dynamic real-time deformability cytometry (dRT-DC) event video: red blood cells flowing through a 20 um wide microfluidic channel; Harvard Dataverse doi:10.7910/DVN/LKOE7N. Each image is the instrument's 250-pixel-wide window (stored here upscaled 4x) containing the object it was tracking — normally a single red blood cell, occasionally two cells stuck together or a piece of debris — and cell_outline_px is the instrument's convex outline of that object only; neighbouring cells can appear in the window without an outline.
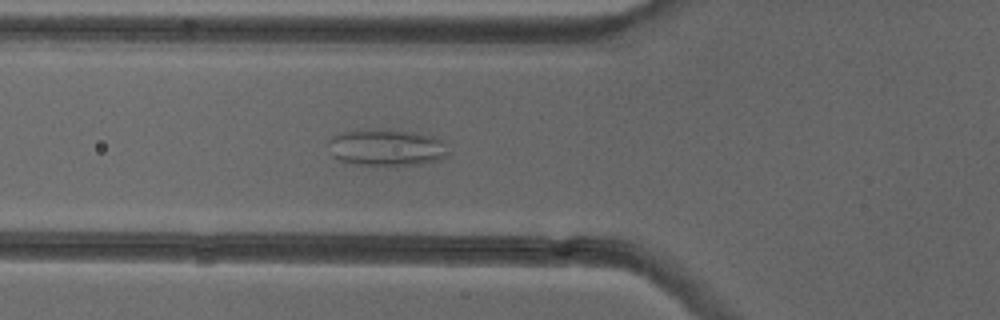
{"species": "common noctule bat (a hibernating species)", "species_latin": "Nyctalus noctula", "temperature_condition": "cold", "stored_images_in_passage": 51, "camera_frame_rate_fps": 3000, "um_per_image_px": 0.085, "animal": {"sex": "female"}, "frame": {"image": 1, "passage_image": 18, "time_ms": 5.667, "image_size_px": [1000, 320], "cell_outline_px": [[448, 156], [440, 160], [420, 164], [376, 168], [344, 164], [332, 156], [328, 144], [328, 140], [332, 136], [344, 132], [416, 132], [432, 136], [440, 140], [444, 144], [448, 152]], "centroid_in_image_um": [32.82, 12.65], "position_along_channel_um": 93.0, "area_um2": 25.78}}
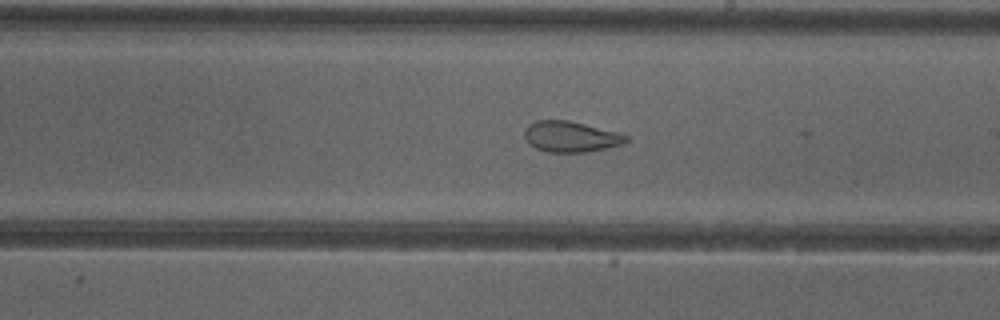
{"frame": {"image": 2, "passage_image": 29, "time_ms": 9.333, "image_size_px": [1000, 320], "cell_outline_px": [[628, 140], [624, 144], [588, 152], [548, 152], [536, 148], [528, 144], [524, 136], [524, 128], [528, 124], [536, 120], [568, 120], [616, 132], [628, 136]], "centroid_in_image_um": [48.47, 11.62], "position_along_channel_um": 240.5, "area_um2": 18.26}}
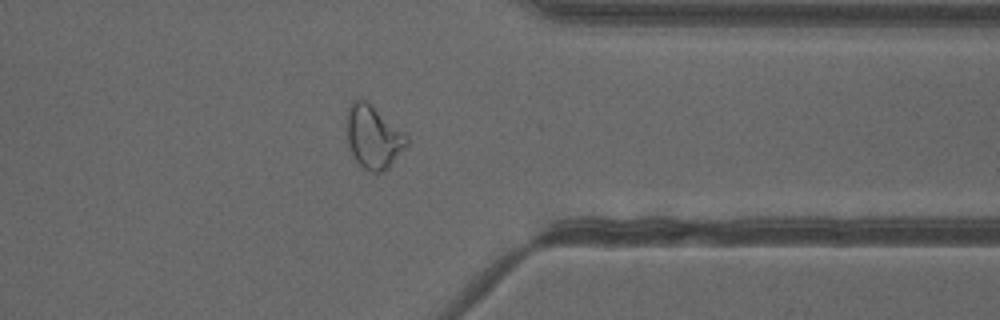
{"frame": {"image": 3, "passage_image": 40, "time_ms": 13.0, "image_size_px": [1000, 320], "cell_outline_px": [[408, 144], [388, 168], [384, 172], [372, 172], [364, 168], [356, 160], [348, 144], [348, 108], [352, 100], [364, 100], [372, 104], [408, 136]], "centroid_in_image_um": [31.76, 11.64], "position_along_channel_um": 379.6, "area_um2": 21.68}, "authors_computed_cell_mechanics": {"area_um2": 24.1026, "velocity_mm_per_s": 4.0024, "shape_relaxation_time_tau1_ms": null, "shape_relaxation_time_tau2_ms": 1.7744, "deformation_change_tau1": null, "deformation_change_tau2": 0.0862}}